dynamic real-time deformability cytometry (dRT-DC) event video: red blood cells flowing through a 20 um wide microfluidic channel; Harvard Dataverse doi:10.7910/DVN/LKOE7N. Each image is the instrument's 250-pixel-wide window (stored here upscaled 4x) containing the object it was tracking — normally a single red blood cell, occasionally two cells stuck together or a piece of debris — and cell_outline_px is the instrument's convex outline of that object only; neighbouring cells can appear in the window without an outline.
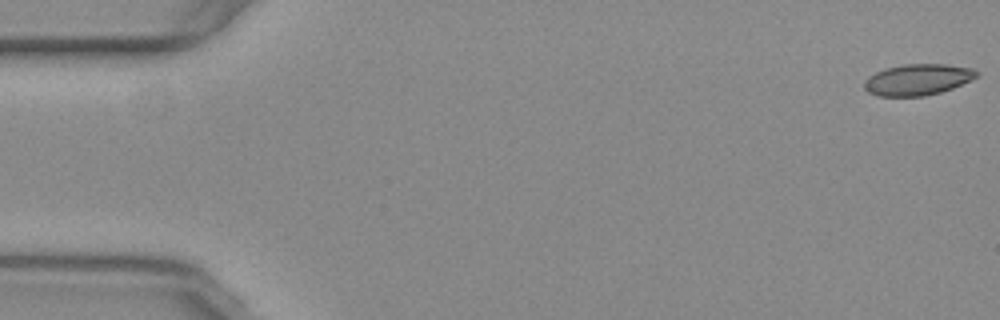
{"species": "common noctule bat (a hibernating species)", "species_latin": "Nyctalus noctula", "temperature_condition": "warm", "stored_images_in_passage": 55, "camera_frame_rate_fps": 3000, "um_per_image_px": 0.085, "animal": {"sex": "female", "body_mass_g": 29.2, "forearm_length_mm": 56.3}, "frame": {"image": 1, "passage_image": 1, "time_ms": 0.0, "image_size_px": [1000, 320], "cell_outline_px": [[980, 72], [976, 76], [952, 88], [940, 92], [924, 96], [880, 96], [868, 92], [864, 88], [864, 80], [868, 76], [884, 68], [900, 64], [948, 64], [972, 68]], "centroid_in_image_um": [77.96, 6.75], "position_along_channel_um": 7.0, "area_um2": 20.4}}
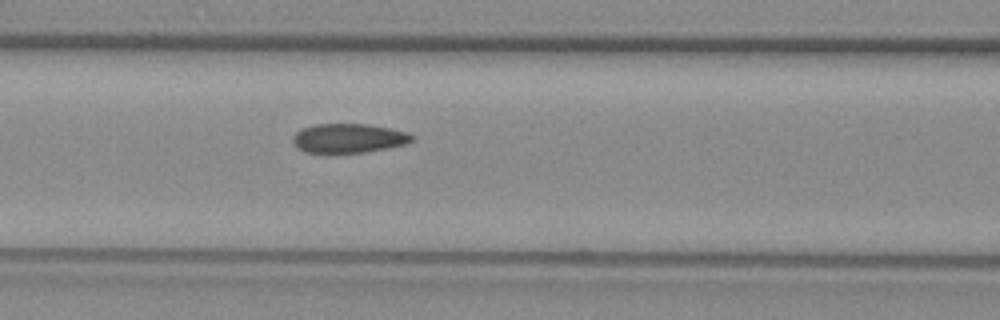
{"frame": {"image": 2, "passage_image": 23, "time_ms": 7.333, "image_size_px": [1000, 320], "cell_outline_px": [[416, 140], [404, 144], [364, 152], [324, 156], [304, 152], [296, 148], [292, 140], [292, 136], [300, 128], [316, 124], [368, 124], [392, 128], [408, 132], [416, 136]], "centroid_in_image_um": [29.57, 11.78], "position_along_channel_um": 137.0, "area_um2": 21.27}}
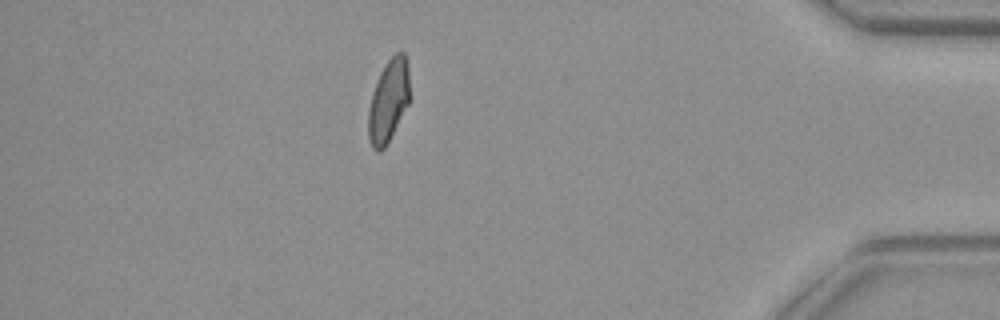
{"frame": {"image": 3, "passage_image": 48, "time_ms": 15.667, "image_size_px": [1000, 320], "cell_outline_px": [[412, 100], [384, 148], [380, 152], [376, 152], [372, 148], [368, 136], [368, 108], [372, 92], [380, 72], [388, 60], [396, 52], [404, 52], [408, 64]], "centroid_in_image_um": [33.05, 8.57], "position_along_channel_um": 402.1, "area_um2": 20.52}, "authors_computed_cell_mechanics": {"area_um2": 20.5768, "velocity_mm_per_s": 3.7656, "shape_relaxation_time_tau1_ms": null, "shape_relaxation_time_tau2_ms": 1.6047, "deformation_change_tau1": null, "deformation_change_tau2": 0.0687}}